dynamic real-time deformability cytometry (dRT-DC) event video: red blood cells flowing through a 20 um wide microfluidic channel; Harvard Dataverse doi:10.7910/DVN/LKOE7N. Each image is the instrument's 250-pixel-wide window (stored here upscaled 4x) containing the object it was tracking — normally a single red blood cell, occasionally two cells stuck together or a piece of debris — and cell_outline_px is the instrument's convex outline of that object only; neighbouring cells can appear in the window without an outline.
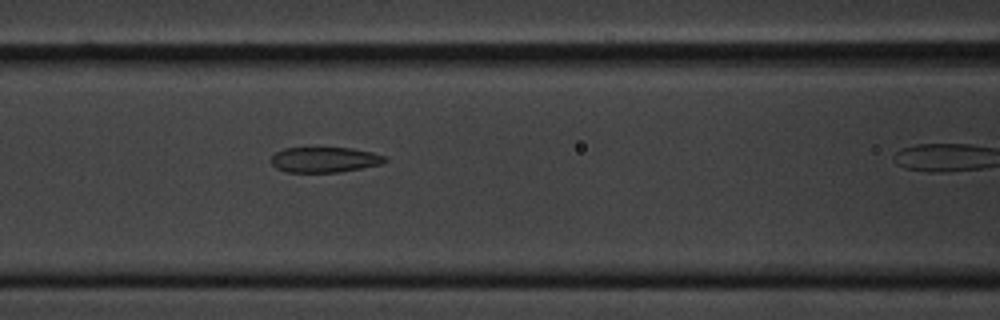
{"species": "common noctule bat (a hibernating species)", "species_latin": "Nyctalus noctula", "temperature_condition": "cold", "stored_images_in_passage": 6, "camera_frame_rate_fps": 3000, "um_per_image_px": 0.085, "animal": {"sex": "male", "body_mass_g": 20.1, "forearm_length_mm": 53.5}, "frame": {"image": 1, "passage_image": 5, "time_ms": 4.667, "image_size_px": [1000, 320], "cell_outline_px": [[388, 160], [380, 164], [340, 172], [284, 172], [276, 168], [272, 164], [272, 156], [276, 152], [284, 148], [352, 148], [372, 152], [384, 156]], "centroid_in_image_um": [27.57, 13.57], "position_along_channel_um": 139.0, "area_um2": 16.7}}